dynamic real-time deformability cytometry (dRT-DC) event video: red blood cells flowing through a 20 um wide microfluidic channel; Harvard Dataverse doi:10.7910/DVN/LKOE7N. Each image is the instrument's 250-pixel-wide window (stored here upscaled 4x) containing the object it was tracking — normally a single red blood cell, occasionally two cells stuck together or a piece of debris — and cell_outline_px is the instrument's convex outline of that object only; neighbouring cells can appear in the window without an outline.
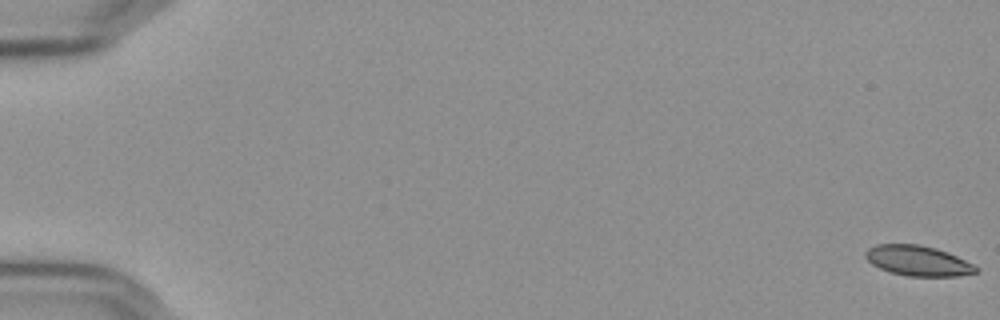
{"species": "Egyptian fruit bat (a non-hibernating species)", "species_latin": "Rousettus aegyptiacus", "temperature_condition": "cold", "stored_images_in_passage": 19, "camera_frame_rate_fps": 3000, "um_per_image_px": 0.085, "frame": {"image": 1, "passage_image": 1, "time_ms": 0.0, "image_size_px": [1000, 320], "cell_outline_px": [[980, 272], [960, 276], [908, 276], [888, 272], [872, 264], [864, 256], [864, 252], [868, 248], [876, 244], [916, 244], [936, 248], [948, 252], [980, 268]], "centroid_in_image_um": [78.03, 22.17], "position_along_channel_um": 7.0, "area_um2": 19.59}}
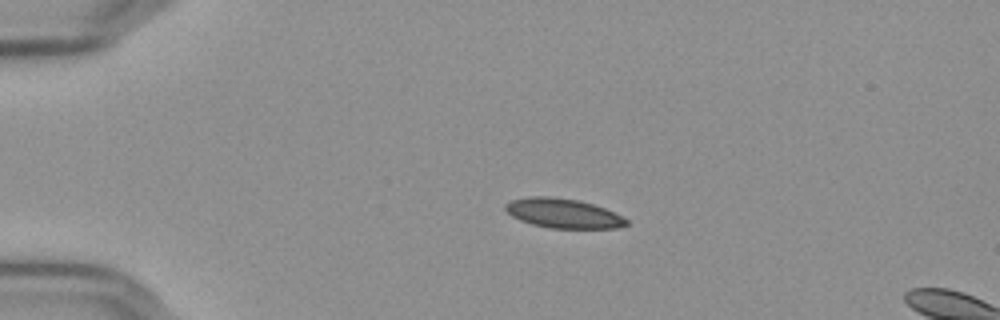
{"frame": {"image": 2, "passage_image": 14, "time_ms": 4.333, "image_size_px": [1000, 320], "cell_outline_px": [[628, 224], [616, 228], [548, 228], [532, 224], [520, 220], [512, 216], [504, 208], [504, 204], [512, 200], [528, 196], [548, 196], [576, 200], [592, 204], [604, 208], [628, 220]], "centroid_in_image_um": [47.82, 18.13], "position_along_channel_um": 37.2, "area_um2": 20.58}}